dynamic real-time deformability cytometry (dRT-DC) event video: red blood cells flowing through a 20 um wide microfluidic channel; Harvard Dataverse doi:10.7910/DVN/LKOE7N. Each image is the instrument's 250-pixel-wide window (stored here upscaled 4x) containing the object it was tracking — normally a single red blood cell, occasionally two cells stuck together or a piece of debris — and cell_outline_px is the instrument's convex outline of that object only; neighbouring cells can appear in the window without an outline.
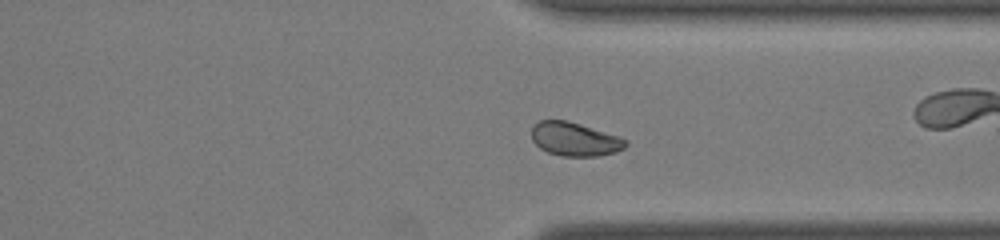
{"species": "common noctule bat (a hibernating species)", "species_latin": "Nyctalus noctula", "temperature_condition": "room temperature", "stored_images_in_passage": 43, "camera_frame_rate_fps": 3000, "um_per_image_px": 0.085, "animal": {"sex": "male", "body_mass_g": 19.0, "forearm_length_mm": 50.8}, "frame": {"image": 1, "passage_image": 31, "time_ms": 10.0, "image_size_px": [1000, 240], "cell_outline_px": [[628, 144], [624, 148], [616, 152], [600, 156], [560, 156], [548, 152], [540, 148], [532, 140], [532, 124], [540, 120], [568, 120], [620, 136], [628, 140]], "centroid_in_image_um": [48.87, 11.82], "position_along_channel_um": 362.5, "area_um2": 18.73}, "authors_computed_cell_mechanics": {"area_um2": 19.074, "velocity_mm_per_s": 4.2708, "shape_relaxation_time_tau1_ms": 6.0063, "shape_relaxation_time_tau2_ms": 1.7281, "deformation_change_tau1": 0.1275, "deformation_change_tau2": 0.0455}}